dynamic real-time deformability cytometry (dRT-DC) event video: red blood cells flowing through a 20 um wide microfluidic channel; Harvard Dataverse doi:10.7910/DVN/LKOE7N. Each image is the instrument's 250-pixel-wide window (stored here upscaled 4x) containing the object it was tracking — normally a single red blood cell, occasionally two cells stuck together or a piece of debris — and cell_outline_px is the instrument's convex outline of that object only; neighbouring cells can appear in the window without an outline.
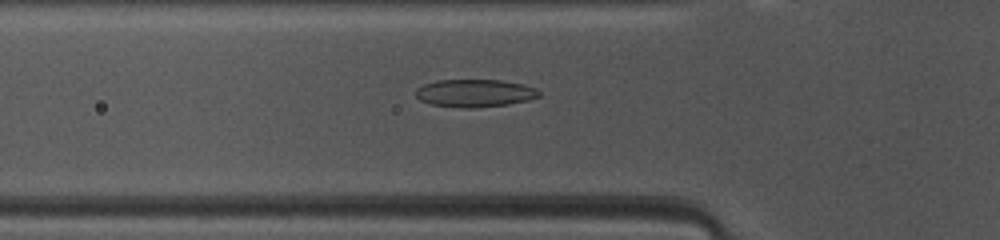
{"species": "common noctule bat (a hibernating species)", "species_latin": "Nyctalus noctula", "temperature_condition": "warm", "stored_images_in_passage": 36, "camera_frame_rate_fps": 3000, "um_per_image_px": 0.085, "animal": {"sex": "female", "body_mass_g": 10.0, "forearm_length_mm": 53.1}, "frame": {"image": 1, "passage_image": 6, "time_ms": 1.667, "image_size_px": [1000, 240], "cell_outline_px": [[540, 96], [528, 100], [508, 104], [472, 108], [464, 108], [432, 104], [420, 100], [416, 96], [416, 88], [424, 84], [436, 80], [500, 80], [520, 84], [536, 88], [540, 92]], "centroid_in_image_um": [40.34, 7.91], "position_along_channel_um": 85.5, "area_um2": 19.77}}
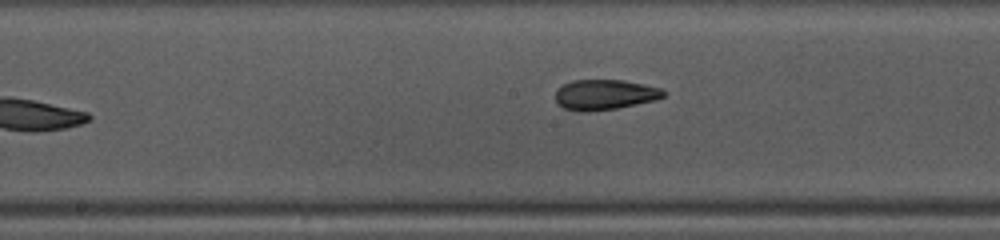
{"frame": {"image": 2, "passage_image": 14, "time_ms": 4.333, "image_size_px": [1000, 240], "cell_outline_px": [[668, 92], [664, 96], [656, 100], [616, 108], [564, 108], [556, 100], [556, 88], [572, 80], [624, 80], [644, 84], [660, 88]], "centroid_in_image_um": [51.48, 7.98], "position_along_channel_um": 196.7, "area_um2": 18.26}}
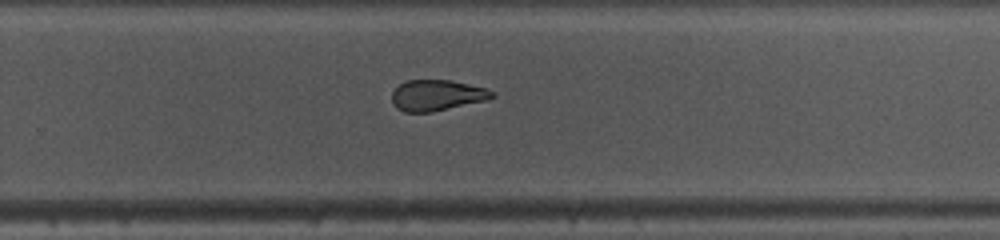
{"frame": {"image": 3, "passage_image": 21, "time_ms": 6.667, "image_size_px": [1000, 240], "cell_outline_px": [[496, 96], [488, 100], [432, 112], [404, 112], [396, 108], [392, 104], [392, 92], [400, 84], [408, 80], [452, 80], [488, 88]], "centroid_in_image_um": [37.15, 8.1], "position_along_channel_um": 292.6, "area_um2": 18.21}, "authors_computed_cell_mechanics": {"area_um2": 19.6809, "velocity_mm_per_s": 4.1359, "shape_relaxation_time_tau1_ms": null, "shape_relaxation_time_tau2_ms": 1.6854, "deformation_change_tau1": null, "deformation_change_tau2": 0.0817}}